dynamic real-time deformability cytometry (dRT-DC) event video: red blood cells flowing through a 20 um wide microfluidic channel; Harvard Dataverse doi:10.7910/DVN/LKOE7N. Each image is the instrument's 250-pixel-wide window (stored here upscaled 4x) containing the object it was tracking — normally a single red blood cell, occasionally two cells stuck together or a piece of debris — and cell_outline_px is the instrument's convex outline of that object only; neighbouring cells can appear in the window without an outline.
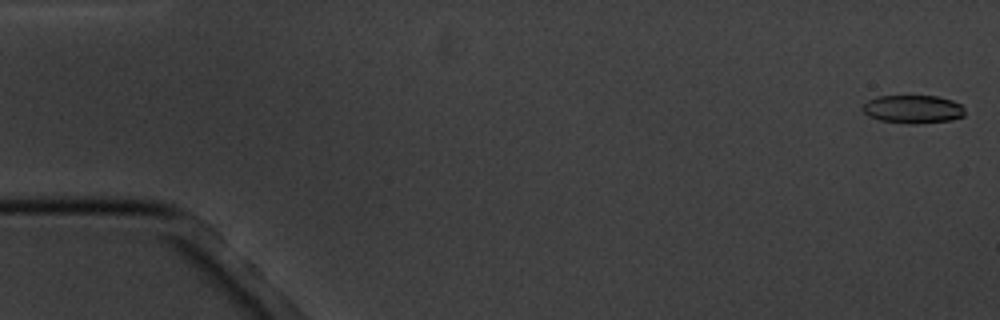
{"species": "common noctule bat (a hibernating species)", "species_latin": "Nyctalus noctula", "temperature_condition": "cold", "stored_images_in_passage": 9, "camera_frame_rate_fps": 3000, "um_per_image_px": 0.085, "animal": {"sex": "male", "body_mass_g": 20.1, "forearm_length_mm": 53.5}, "frame": {"image": 1, "passage_image": 1, "time_ms": 0.0, "image_size_px": [1000, 320], "cell_outline_px": [[964, 116], [952, 120], [916, 124], [908, 124], [880, 120], [868, 116], [860, 108], [868, 100], [880, 96], [936, 96], [952, 100], [960, 104], [964, 108]], "centroid_in_image_um": [77.6, 9.29], "position_along_channel_um": 7.4, "area_um2": 16.88}}
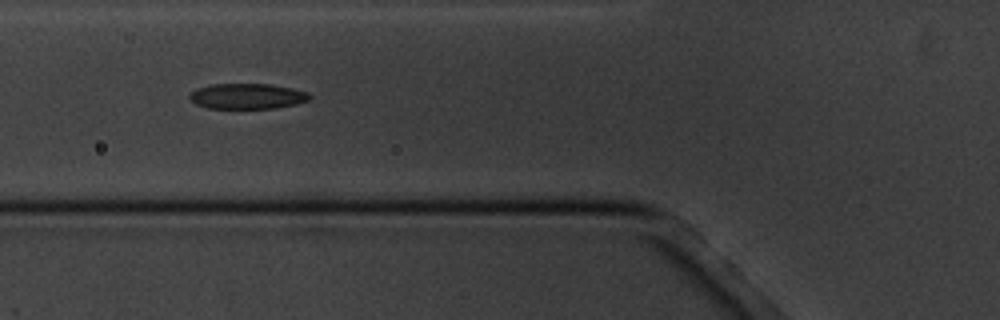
{"frame": {"image": 2, "passage_image": 6, "time_ms": 6.667, "image_size_px": [1000, 320], "cell_outline_px": [[312, 96], [308, 100], [296, 104], [276, 108], [208, 108], [196, 104], [188, 96], [196, 88], [212, 84], [272, 84], [292, 88], [308, 92]], "centroid_in_image_um": [21.04, 8.17], "position_along_channel_um": 104.8, "area_um2": 17.8}}
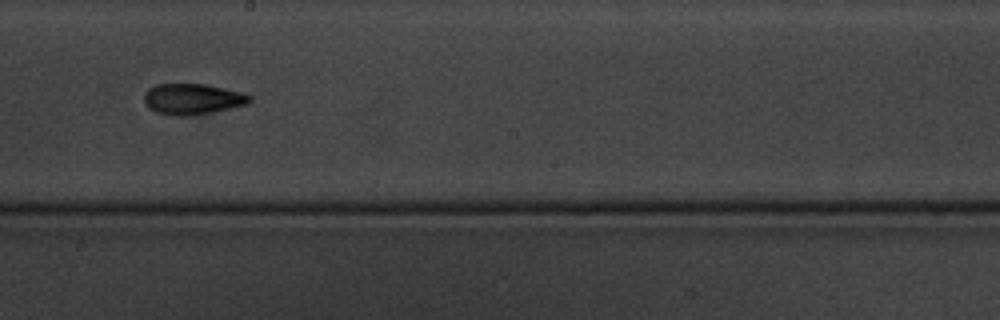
{"frame": {"image": 3, "passage_image": 9, "time_ms": 10.333, "image_size_px": [1000, 320], "cell_outline_px": [[252, 100], [248, 104], [212, 112], [184, 116], [180, 116], [156, 112], [148, 108], [144, 104], [144, 92], [148, 88], [156, 84], [204, 84], [244, 92], [252, 96]], "centroid_in_image_um": [16.36, 8.41], "position_along_channel_um": 231.8, "area_um2": 19.07}}